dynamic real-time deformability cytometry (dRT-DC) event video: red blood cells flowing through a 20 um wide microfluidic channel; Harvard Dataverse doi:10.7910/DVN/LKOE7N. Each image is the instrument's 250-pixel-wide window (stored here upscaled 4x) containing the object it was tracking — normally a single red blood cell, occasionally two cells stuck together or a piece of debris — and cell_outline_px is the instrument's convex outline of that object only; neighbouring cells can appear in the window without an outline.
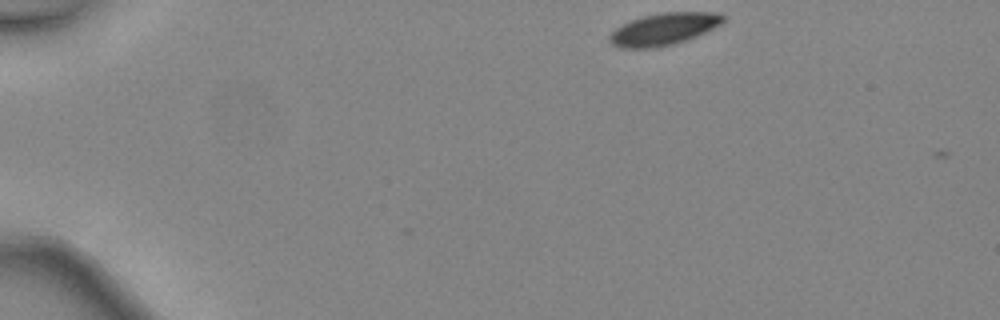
{"species": "common noctule bat (a hibernating species)", "species_latin": "Nyctalus noctula", "temperature_condition": "warm", "stored_images_in_passage": 2, "camera_frame_rate_fps": 3000, "um_per_image_px": 0.085, "animal": {"sex": "female", "body_mass_g": 24.6, "forearm_length_mm": 56.2}, "frame": {"image": 1, "passage_image": 1, "time_ms": 0.0, "image_size_px": [1000, 320], "cell_outline_px": [[724, 20], [720, 24], [696, 36], [672, 44], [656, 48], [620, 48], [612, 44], [608, 40], [608, 36], [616, 28], [632, 20], [644, 16], [664, 12], [720, 12], [724, 16]], "centroid_in_image_um": [56.4, 2.47], "position_along_channel_um": 28.6, "area_um2": 20.98}}